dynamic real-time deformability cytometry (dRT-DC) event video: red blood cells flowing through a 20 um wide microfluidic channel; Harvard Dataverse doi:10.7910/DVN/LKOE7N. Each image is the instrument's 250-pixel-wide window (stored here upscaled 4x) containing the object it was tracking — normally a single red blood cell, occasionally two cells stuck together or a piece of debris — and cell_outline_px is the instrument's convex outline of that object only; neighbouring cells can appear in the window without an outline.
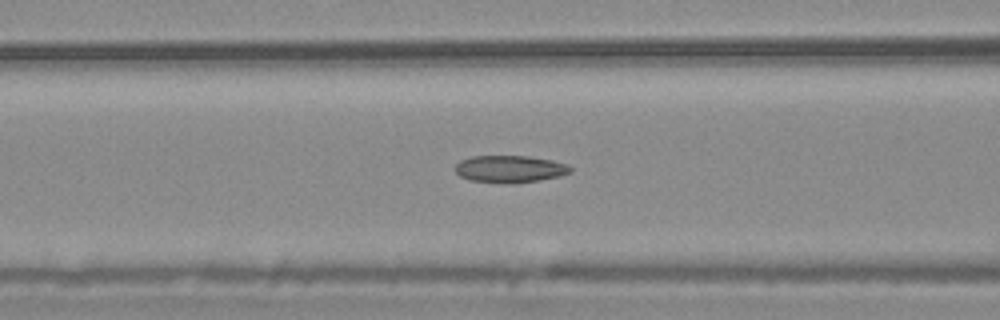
{"species": "common noctule bat (a hibernating species)", "species_latin": "Nyctalus noctula", "temperature_condition": "warm", "stored_images_in_passage": 55, "camera_frame_rate_fps": 3000, "um_per_image_px": 0.085, "animal": {"sex": "male", "body_mass_g": 20.4}, "frame": {"image": 1, "passage_image": 22, "time_ms": 7.0, "image_size_px": [1000, 320], "cell_outline_px": [[572, 172], [560, 176], [540, 180], [512, 184], [468, 180], [460, 176], [456, 172], [456, 164], [460, 160], [472, 156], [528, 156], [552, 160], [568, 164], [572, 168]], "centroid_in_image_um": [43.36, 14.37], "position_along_channel_um": 123.2, "area_um2": 18.38}}
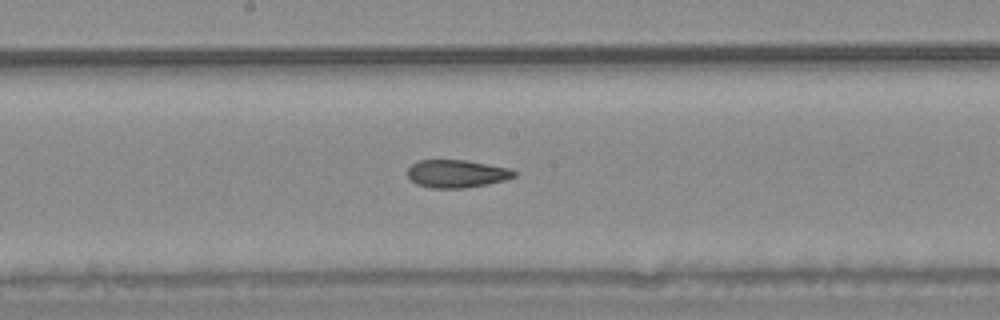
{"frame": {"image": 2, "passage_image": 29, "time_ms": 9.333, "image_size_px": [1000, 320], "cell_outline_px": [[516, 176], [504, 180], [488, 184], [464, 188], [432, 188], [416, 184], [408, 176], [408, 168], [412, 164], [420, 160], [464, 160], [512, 168], [516, 172]], "centroid_in_image_um": [38.84, 14.76], "position_along_channel_um": 209.4, "area_um2": 17.28}}
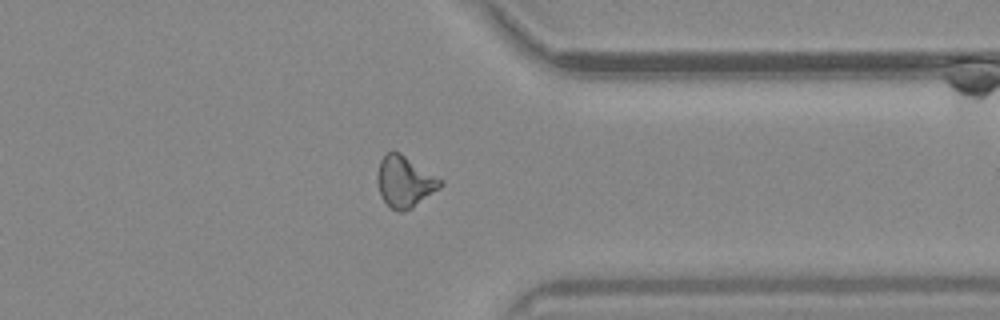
{"frame": {"image": 3, "passage_image": 43, "time_ms": 14.0, "image_size_px": [1000, 320], "cell_outline_px": [[444, 184], [440, 188], [412, 208], [400, 212], [392, 208], [380, 196], [380, 160], [388, 152], [400, 152], [444, 180]], "centroid_in_image_um": [34.48, 15.44], "position_along_channel_um": 376.9, "area_um2": 18.32}, "authors_computed_cell_mechanics": {"area_um2": 18.496, "velocity_mm_per_s": 3.6935, "shape_relaxation_time_tau1_ms": null, "shape_relaxation_time_tau2_ms": 2.6248, "deformation_change_tau1": null, "deformation_change_tau2": 0.0914}}